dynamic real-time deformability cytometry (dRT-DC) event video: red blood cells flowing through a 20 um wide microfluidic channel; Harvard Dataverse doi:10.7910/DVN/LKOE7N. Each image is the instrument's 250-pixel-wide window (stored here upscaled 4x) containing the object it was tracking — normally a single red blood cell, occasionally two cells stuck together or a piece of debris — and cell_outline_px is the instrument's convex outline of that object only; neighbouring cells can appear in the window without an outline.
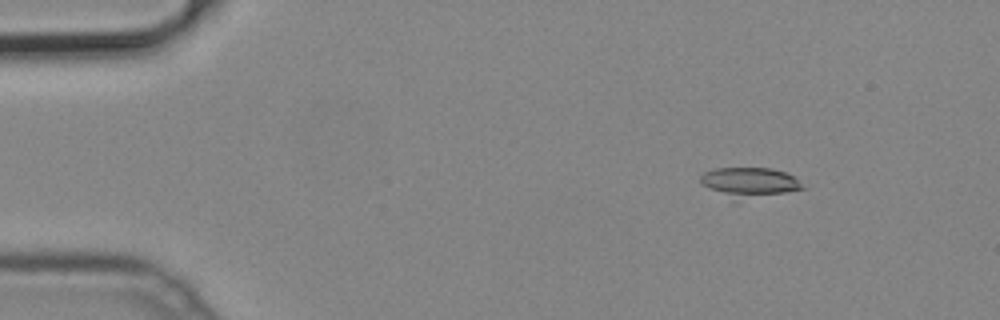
{"species": "common noctule bat (a hibernating species)", "species_latin": "Nyctalus noctula", "temperature_condition": "cold", "stored_images_in_passage": 37, "camera_frame_rate_fps": 3000, "um_per_image_px": 0.085, "animal": {"sex": "male", "body_mass_g": 19.2, "forearm_length_mm": 51.8}, "frame": {"image": 1, "passage_image": 3, "time_ms": 0.667, "image_size_px": [1000, 320], "cell_outline_px": [[808, 188], [784, 192], [724, 192], [700, 184], [700, 176], [704, 172], [716, 168], [772, 168], [784, 172], [792, 176]], "centroid_in_image_um": [63.76, 15.33], "position_along_channel_um": 21.2, "area_um2": 15.2}}
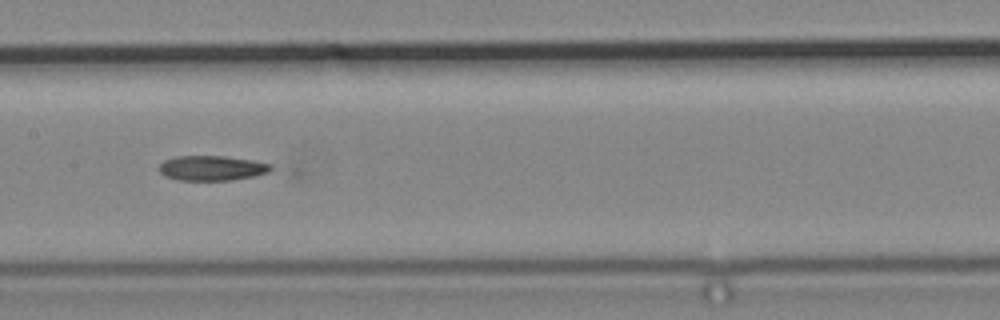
{"frame": {"image": 2, "passage_image": 22, "time_ms": 7.0, "image_size_px": [1000, 320], "cell_outline_px": [[272, 168], [268, 172], [252, 176], [232, 180], [176, 180], [164, 176], [160, 172], [160, 164], [164, 160], [176, 156], [224, 156], [252, 160], [272, 164]], "centroid_in_image_um": [17.98, 14.28], "position_along_channel_um": 189.4, "area_um2": 16.18}}
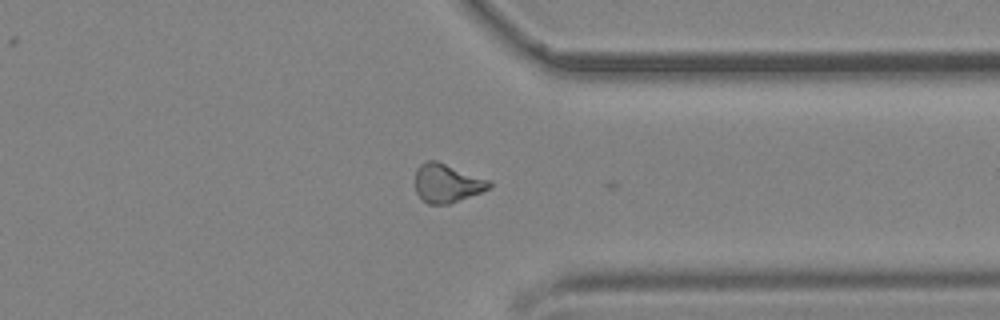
{"frame": {"image": 3, "passage_image": 36, "time_ms": 11.667, "image_size_px": [1000, 320], "cell_outline_px": [[492, 184], [488, 188], [480, 192], [448, 204], [428, 204], [416, 192], [416, 168], [420, 164], [428, 160], [436, 160], [488, 180]], "centroid_in_image_um": [37.95, 15.56], "position_along_channel_um": 373.5, "area_um2": 16.24}}